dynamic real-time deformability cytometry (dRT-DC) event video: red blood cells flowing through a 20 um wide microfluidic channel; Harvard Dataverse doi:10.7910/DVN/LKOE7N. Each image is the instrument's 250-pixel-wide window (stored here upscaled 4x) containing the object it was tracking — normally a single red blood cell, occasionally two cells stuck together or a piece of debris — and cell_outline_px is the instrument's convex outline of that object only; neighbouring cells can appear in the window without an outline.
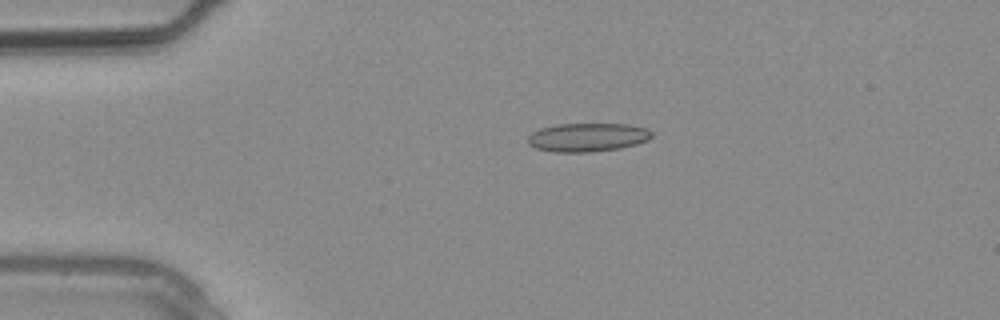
{"species": "common noctule bat (a hibernating species)", "species_latin": "Nyctalus noctula", "temperature_condition": "warm", "stored_images_in_passage": 2, "camera_frame_rate_fps": 3000, "um_per_image_px": 0.085, "animal": {"sex": "male", "body_mass_g": 20.4}, "frame": {"image": 1, "passage_image": 2, "time_ms": 0.333, "image_size_px": [1000, 320], "cell_outline_px": [[652, 136], [648, 140], [636, 144], [620, 148], [592, 152], [552, 152], [536, 148], [528, 144], [528, 136], [532, 132], [540, 128], [556, 124], [628, 124], [644, 128], [652, 132]], "centroid_in_image_um": [49.91, 11.67], "position_along_channel_um": 35.1, "area_um2": 20.69}}